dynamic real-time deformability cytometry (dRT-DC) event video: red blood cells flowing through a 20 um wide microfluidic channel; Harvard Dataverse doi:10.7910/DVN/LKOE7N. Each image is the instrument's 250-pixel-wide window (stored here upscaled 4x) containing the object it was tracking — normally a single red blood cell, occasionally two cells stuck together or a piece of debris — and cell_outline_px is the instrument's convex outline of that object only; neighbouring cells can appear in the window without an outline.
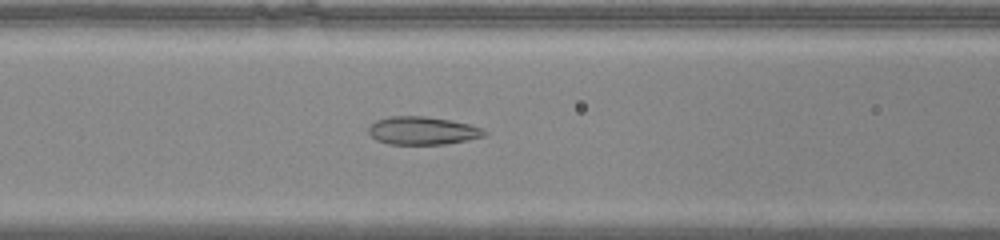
{"species": "common noctule bat (a hibernating species)", "species_latin": "Nyctalus noctula", "temperature_condition": "warm", "stored_images_in_passage": 39, "camera_frame_rate_fps": 3000, "um_per_image_px": 0.085, "animal": {"sex": "male", "body_mass_g": 20.0, "forearm_length_mm": 53.3}, "frame": {"image": 1, "passage_image": 10, "time_ms": 3.0, "image_size_px": [1000, 240], "cell_outline_px": [[488, 132], [484, 136], [468, 140], [444, 144], [388, 144], [376, 140], [368, 132], [368, 128], [376, 120], [388, 116], [428, 116], [468, 124], [484, 128]], "centroid_in_image_um": [35.92, 11.1], "position_along_channel_um": 130.7, "area_um2": 18.96}}
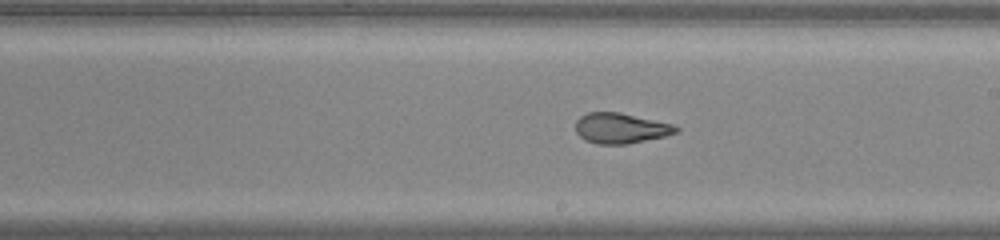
{"frame": {"image": 2, "passage_image": 18, "time_ms": 5.667, "image_size_px": [1000, 240], "cell_outline_px": [[680, 132], [664, 136], [628, 144], [596, 144], [584, 140], [576, 132], [576, 120], [580, 116], [588, 112], [620, 112], [672, 124], [680, 128]], "centroid_in_image_um": [52.75, 10.9], "position_along_channel_um": 236.2, "area_um2": 17.86}}
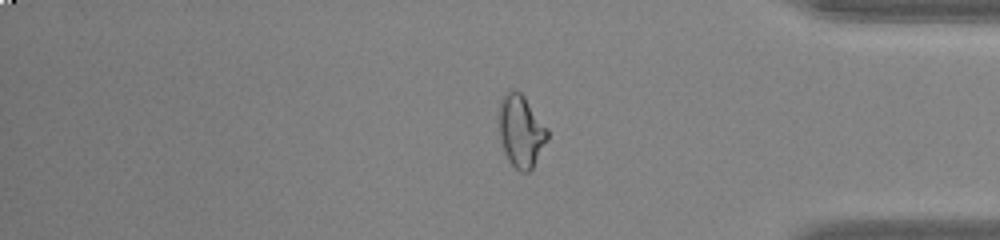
{"frame": {"image": 3, "passage_image": 31, "time_ms": 10.0, "image_size_px": [1000, 240], "cell_outline_px": [[548, 136], [532, 168], [528, 172], [520, 172], [508, 160], [504, 152], [496, 120], [496, 116], [500, 100], [508, 88], [512, 88], [520, 92], [524, 96], [548, 128]], "centroid_in_image_um": [44.22, 11.07], "position_along_channel_um": 391.0, "area_um2": 20.75}, "authors_computed_cell_mechanics": {"area_um2": 19.5364, "velocity_mm_per_s": 3.9715, "shape_relaxation_time_tau1_ms": null, "shape_relaxation_time_tau2_ms": 0.985, "deformation_change_tau1": null, "deformation_change_tau2": 0.0689}}